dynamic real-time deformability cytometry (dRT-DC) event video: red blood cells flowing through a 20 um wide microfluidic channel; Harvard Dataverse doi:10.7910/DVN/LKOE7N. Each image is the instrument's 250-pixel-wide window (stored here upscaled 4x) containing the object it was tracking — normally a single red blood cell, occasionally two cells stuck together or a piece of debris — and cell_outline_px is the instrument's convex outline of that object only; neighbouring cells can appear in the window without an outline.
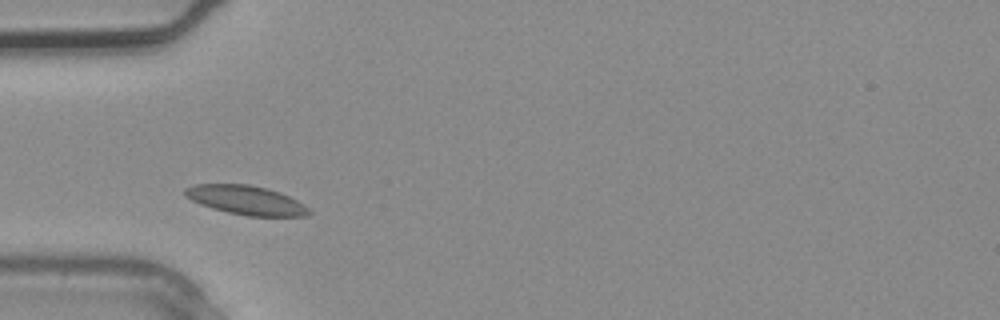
{"species": "common noctule bat (a hibernating species)", "species_latin": "Nyctalus noctula", "temperature_condition": "warm", "stored_images_in_passage": 1, "camera_frame_rate_fps": 3000, "um_per_image_px": 0.085, "animal": {"sex": "male", "body_mass_g": 20.4}, "frame": {"image": 1, "passage_image": 1, "time_ms": 0.0, "image_size_px": [1000, 320], "cell_outline_px": [[312, 212], [308, 216], [248, 216], [228, 212], [212, 208], [200, 204], [184, 196], [184, 188], [192, 184], [248, 184], [268, 188], [280, 192], [304, 204]], "centroid_in_image_um": [20.91, 17.0], "position_along_channel_um": 64.1, "area_um2": 21.1}}